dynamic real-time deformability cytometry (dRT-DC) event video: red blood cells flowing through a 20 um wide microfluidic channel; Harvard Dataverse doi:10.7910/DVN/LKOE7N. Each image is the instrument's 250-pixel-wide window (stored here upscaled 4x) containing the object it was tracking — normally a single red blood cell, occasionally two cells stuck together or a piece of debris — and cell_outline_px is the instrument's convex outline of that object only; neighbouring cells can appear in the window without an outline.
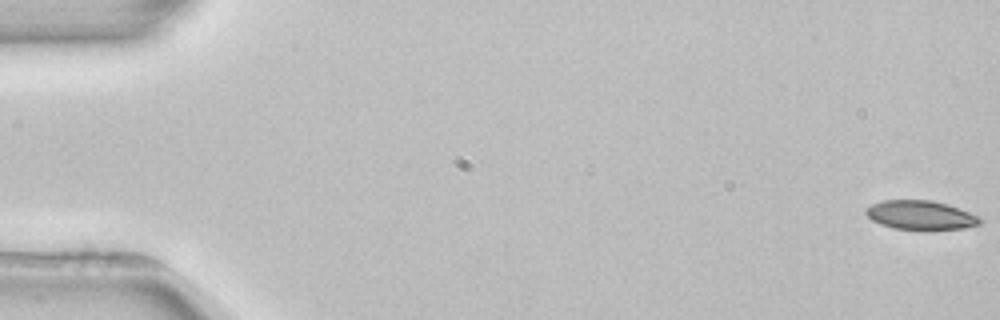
{"species": "common noctule bat (a hibernating species)", "species_latin": "Nyctalus noctula", "temperature_condition": "room temperature", "stored_images_in_passage": 5, "camera_frame_rate_fps": 3000, "um_per_image_px": 0.085, "animal": {"sex": "female", "body_mass_g": 22.7, "forearm_length_mm": 54.2}, "frame": {"image": 1, "passage_image": 1, "time_ms": 0.0, "image_size_px": [1000, 320], "cell_outline_px": [[980, 224], [964, 228], [932, 232], [924, 232], [892, 228], [880, 224], [872, 220], [864, 212], [864, 208], [872, 204], [884, 200], [932, 200], [948, 204], [980, 216]], "centroid_in_image_um": [78.26, 18.32], "position_along_channel_um": 6.7, "area_um2": 20.11}}